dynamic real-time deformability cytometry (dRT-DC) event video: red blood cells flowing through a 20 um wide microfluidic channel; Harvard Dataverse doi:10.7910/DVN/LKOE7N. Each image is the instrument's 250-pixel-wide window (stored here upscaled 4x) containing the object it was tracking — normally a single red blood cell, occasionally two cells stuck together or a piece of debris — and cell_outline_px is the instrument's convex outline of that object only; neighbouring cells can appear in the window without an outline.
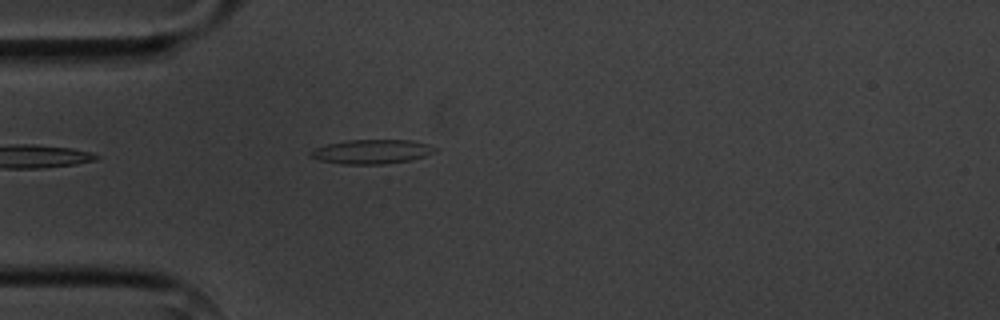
{"species": "common noctule bat (a hibernating species)", "species_latin": "Nyctalus noctula", "temperature_condition": "cold", "stored_images_in_passage": 1, "camera_frame_rate_fps": 3000, "um_per_image_px": 0.085, "animal": {"sex": "male", "body_mass_g": 20.1, "forearm_length_mm": 53.5}, "frame": {"image": 1, "passage_image": 1, "time_ms": 0.0, "image_size_px": [1000, 320], "cell_outline_px": [[436, 148], [432, 152], [424, 156], [408, 160], [384, 164], [340, 164], [320, 160], [308, 156], [308, 152], [312, 148], [328, 144], [348, 140], [412, 140], [428, 144]], "centroid_in_image_um": [31.51, 12.89], "position_along_channel_um": 53.5, "area_um2": 17.51}}